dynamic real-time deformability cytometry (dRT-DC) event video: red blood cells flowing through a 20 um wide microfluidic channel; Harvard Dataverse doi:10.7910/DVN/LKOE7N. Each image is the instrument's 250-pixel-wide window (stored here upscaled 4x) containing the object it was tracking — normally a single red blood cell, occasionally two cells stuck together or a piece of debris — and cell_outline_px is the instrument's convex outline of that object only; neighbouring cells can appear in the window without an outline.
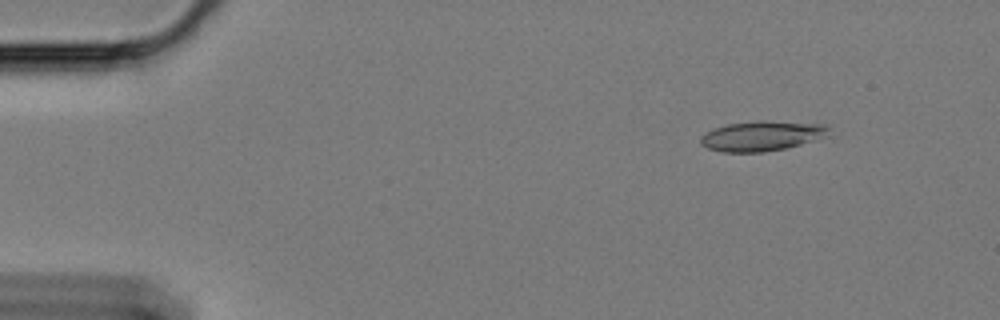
{"species": "Egyptian fruit bat (a non-hibernating species)", "species_latin": "Rousettus aegyptiacus", "temperature_condition": "cold", "stored_images_in_passage": 53, "camera_frame_rate_fps": 3000, "um_per_image_px": 0.085, "animal": {"sex": "female"}, "frame": {"image": 1, "passage_image": 1, "time_ms": 0.0, "image_size_px": [1000, 320], "cell_outline_px": [[828, 136], [800, 144], [784, 148], [764, 152], [720, 152], [708, 148], [700, 144], [700, 136], [712, 128], [728, 124], [764, 120], [816, 124], [828, 128]], "centroid_in_image_um": [64.67, 11.56], "position_along_channel_um": 20.3, "area_um2": 22.14}}
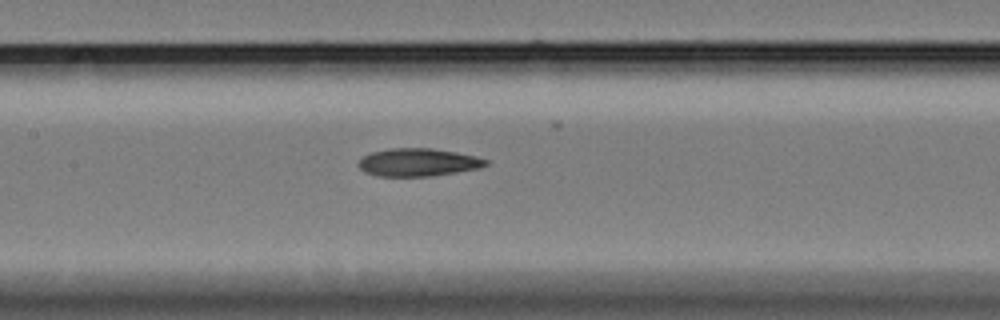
{"frame": {"image": 2, "passage_image": 22, "time_ms": 7.0, "image_size_px": [1000, 320], "cell_outline_px": [[488, 164], [480, 168], [432, 176], [380, 176], [364, 172], [360, 168], [360, 160], [364, 156], [372, 152], [388, 148], [432, 148], [456, 152], [476, 156], [488, 160]], "centroid_in_image_um": [35.57, 13.79], "position_along_channel_um": 171.8, "area_um2": 20.58}}
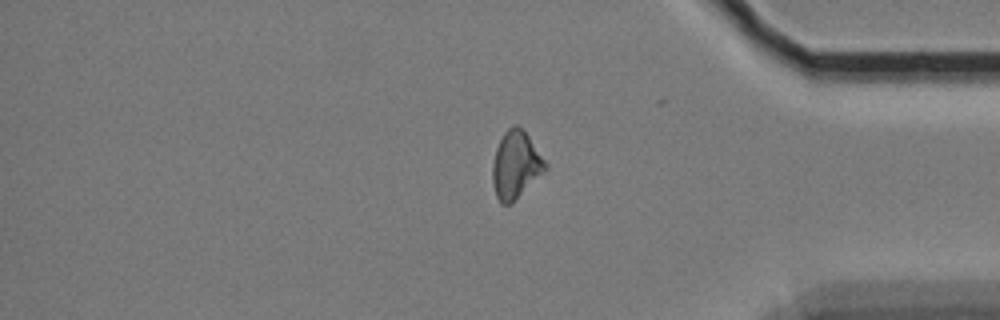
{"frame": {"image": 3, "passage_image": 43, "time_ms": 14.0, "image_size_px": [1000, 320], "cell_outline_px": [[548, 168], [544, 172], [508, 204], [500, 204], [496, 196], [492, 184], [492, 164], [496, 148], [504, 132], [508, 128], [516, 124], [528, 136], [548, 164]], "centroid_in_image_um": [43.82, 14.0], "position_along_channel_um": 391.4, "area_um2": 20.29}, "authors_computed_cell_mechanics": {"area_um2": 20.6924, "velocity_mm_per_s": 3.4012, "shape_relaxation_time_tau1_ms": null, "shape_relaxation_time_tau2_ms": 8.6319, "deformation_change_tau1": null, "deformation_change_tau2": 0.1749}}